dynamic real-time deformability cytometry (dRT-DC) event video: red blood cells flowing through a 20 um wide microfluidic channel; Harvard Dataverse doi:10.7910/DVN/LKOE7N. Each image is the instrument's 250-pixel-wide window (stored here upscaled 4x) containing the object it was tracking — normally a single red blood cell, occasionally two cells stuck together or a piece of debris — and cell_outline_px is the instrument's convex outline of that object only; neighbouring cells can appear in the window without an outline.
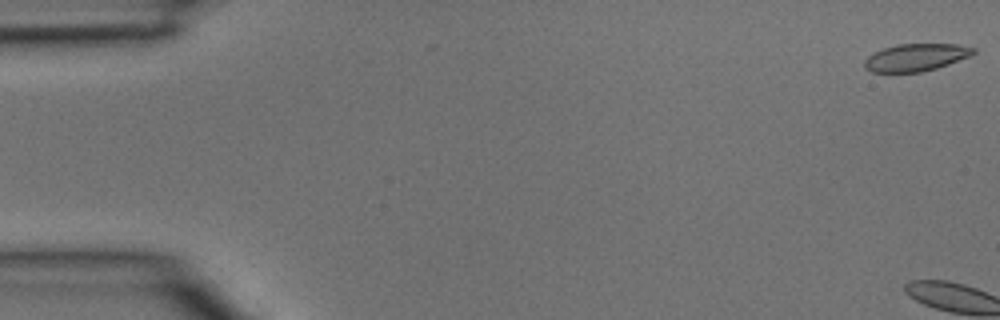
{"species": "common noctule bat (a hibernating species)", "species_latin": "Nyctalus noctula", "temperature_condition": "room temperature", "stored_images_in_passage": 4, "camera_frame_rate_fps": 3000, "um_per_image_px": 0.085, "animal": {"sex": "male", "body_mass_g": 15.6}, "frame": {"image": 1, "passage_image": 1, "time_ms": 0.0, "image_size_px": [1000, 320], "cell_outline_px": [[976, 52], [972, 56], [936, 68], [920, 72], [872, 72], [864, 68], [864, 60], [872, 52], [896, 44], [956, 44], [976, 48]], "centroid_in_image_um": [77.85, 4.87], "position_along_channel_um": 7.2, "area_um2": 17.51}}